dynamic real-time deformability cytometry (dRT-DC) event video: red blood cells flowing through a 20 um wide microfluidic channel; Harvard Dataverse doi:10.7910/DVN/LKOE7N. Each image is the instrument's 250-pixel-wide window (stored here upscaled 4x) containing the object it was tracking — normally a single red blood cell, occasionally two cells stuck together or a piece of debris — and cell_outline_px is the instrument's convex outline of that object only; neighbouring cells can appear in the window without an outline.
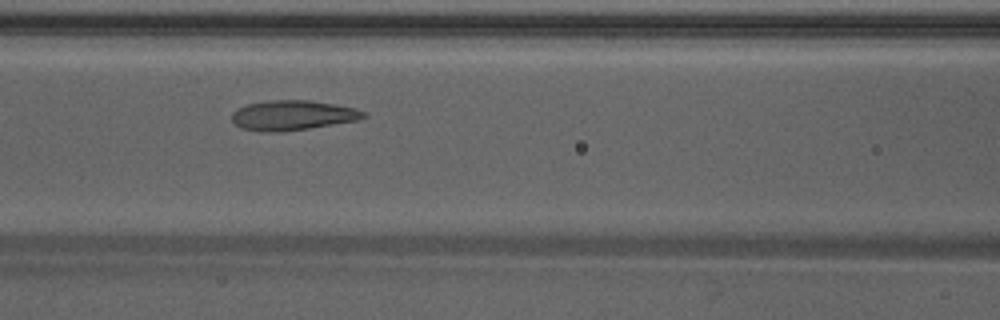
{"species": "Egyptian fruit bat (a non-hibernating species)", "species_latin": "Rousettus aegyptiacus", "temperature_condition": "warm", "stored_images_in_passage": 32, "camera_frame_rate_fps": 3000, "um_per_image_px": 0.085, "animal": {"sex": "male"}, "frame": {"image": 1, "passage_image": 13, "time_ms": 4.0, "image_size_px": [1000, 320], "cell_outline_px": [[368, 116], [360, 120], [308, 128], [280, 132], [260, 132], [240, 128], [232, 120], [232, 112], [236, 108], [248, 104], [268, 100], [308, 100], [356, 108], [368, 112]], "centroid_in_image_um": [24.88, 9.8], "position_along_channel_um": 141.7, "area_um2": 23.12}}
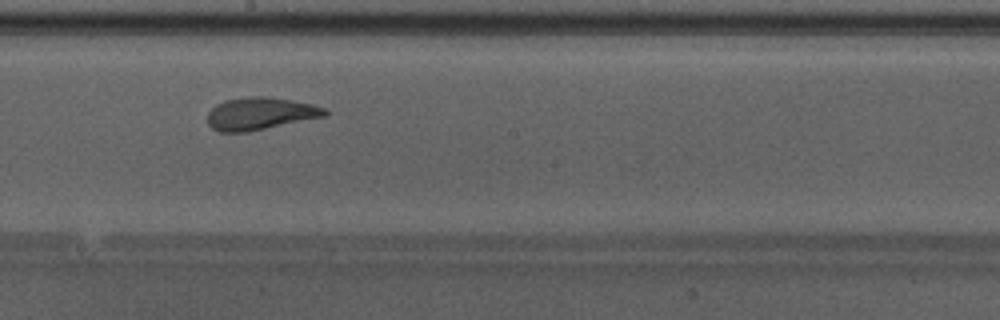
{"frame": {"image": 2, "passage_image": 19, "time_ms": 6.0, "image_size_px": [1000, 320], "cell_outline_px": [[328, 116], [248, 132], [220, 132], [212, 128], [208, 124], [208, 112], [216, 104], [224, 100], [252, 96], [268, 96], [312, 104], [324, 108], [328, 112]], "centroid_in_image_um": [22.12, 9.66], "position_along_channel_um": 226.1, "area_um2": 22.31}}
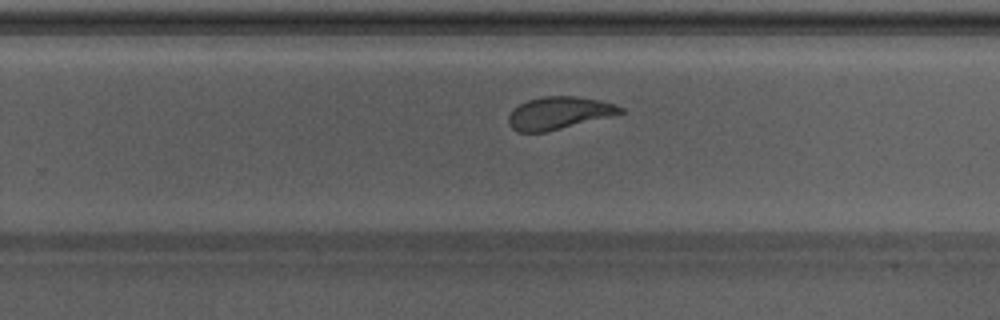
{"frame": {"image": 3, "passage_image": 23, "time_ms": 7.333, "image_size_px": [1000, 320], "cell_outline_px": [[624, 112], [616, 116], [544, 132], [520, 132], [512, 128], [508, 124], [508, 116], [512, 108], [528, 100], [544, 96], [576, 96], [600, 100], [616, 104], [624, 108]], "centroid_in_image_um": [47.55, 9.6], "position_along_channel_um": 282.3, "area_um2": 21.44}}